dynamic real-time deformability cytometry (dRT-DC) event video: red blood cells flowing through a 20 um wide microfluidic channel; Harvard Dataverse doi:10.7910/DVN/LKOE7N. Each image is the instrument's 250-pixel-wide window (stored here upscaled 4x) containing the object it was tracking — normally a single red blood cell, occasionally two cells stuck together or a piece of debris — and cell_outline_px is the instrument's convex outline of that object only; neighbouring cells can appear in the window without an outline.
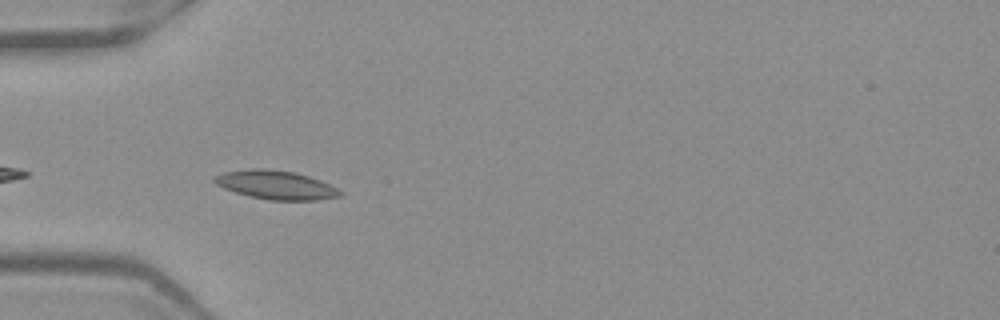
{"species": "Egyptian fruit bat (a non-hibernating species)", "species_latin": "Rousettus aegyptiacus", "temperature_condition": "warm", "stored_images_in_passage": 38, "camera_frame_rate_fps": 3000, "um_per_image_px": 0.085, "frame": {"image": 1, "passage_image": 2, "time_ms": 0.333, "image_size_px": [1000, 320], "cell_outline_px": [[344, 192], [340, 196], [316, 200], [268, 200], [248, 196], [224, 188], [216, 184], [212, 180], [216, 176], [224, 172], [252, 168], [260, 168], [296, 172], [320, 180]], "centroid_in_image_um": [23.45, 15.72], "position_along_channel_um": 61.6, "area_um2": 20.92}}
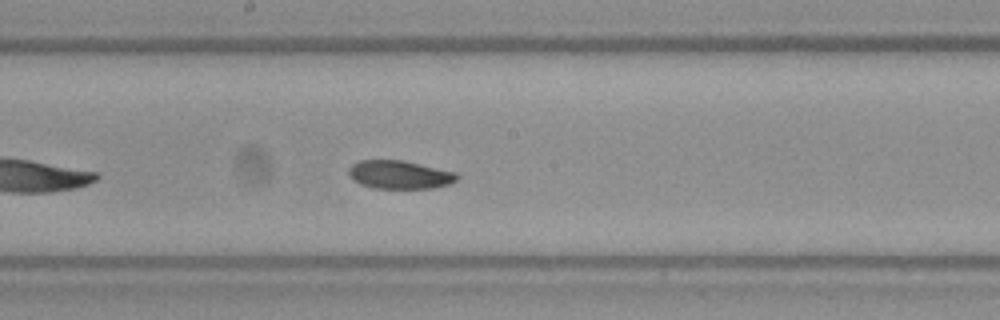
{"frame": {"image": 2, "passage_image": 14, "time_ms": 4.333, "image_size_px": [1000, 320], "cell_outline_px": [[460, 176], [456, 180], [448, 184], [432, 188], [372, 188], [360, 184], [352, 180], [348, 176], [348, 168], [352, 164], [360, 160], [404, 160], [456, 172]], "centroid_in_image_um": [33.93, 14.84], "position_along_channel_um": 214.3, "area_um2": 18.03}}
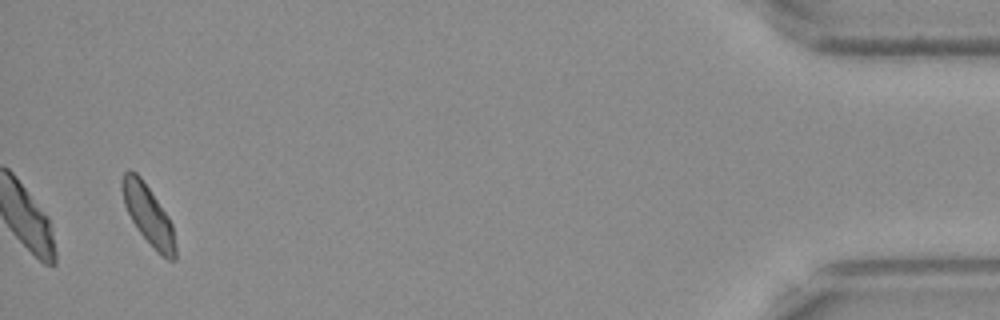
{"frame": {"image": 3, "passage_image": 36, "time_ms": 11.667, "image_size_px": [1000, 320], "cell_outline_px": [[176, 260], [168, 260], [136, 228], [124, 204], [120, 188], [120, 180], [124, 172], [128, 168], [136, 172], [140, 176], [168, 216], [172, 224], [176, 248]], "centroid_in_image_um": [12.57, 18.19], "position_along_channel_um": 422.6, "area_um2": 18.15}, "authors_computed_cell_mechanics": {"area_um2": 18.3515, "velocity_mm_per_s": 3.897, "shape_relaxation_time_tau1_ms": 9.7504, "shape_relaxation_time_tau2_ms": 9.4708, "deformation_change_tau1": 0.1313, "deformation_change_tau2": 0.1065}}